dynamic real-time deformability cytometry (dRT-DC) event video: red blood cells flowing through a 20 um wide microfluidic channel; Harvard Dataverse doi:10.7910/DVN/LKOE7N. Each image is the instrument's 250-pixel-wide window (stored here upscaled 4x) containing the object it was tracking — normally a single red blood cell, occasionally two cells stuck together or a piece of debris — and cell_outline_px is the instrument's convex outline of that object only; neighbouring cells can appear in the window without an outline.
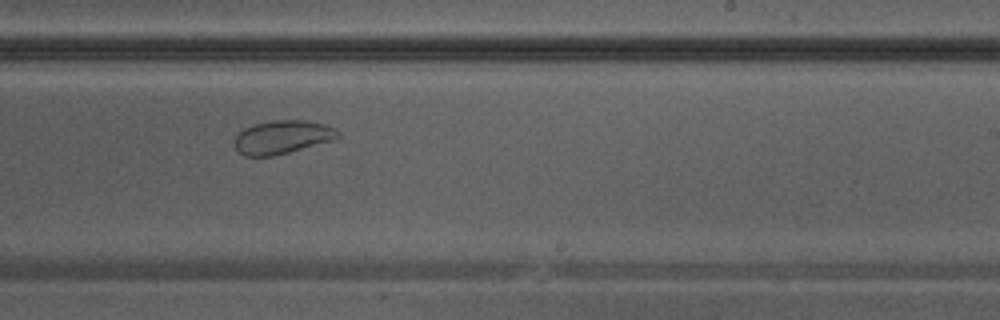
{"species": "Egyptian fruit bat (a non-hibernating species)", "species_latin": "Rousettus aegyptiacus", "temperature_condition": "warm", "stored_images_in_passage": 37, "camera_frame_rate_fps": 3000, "um_per_image_px": 0.085, "animal": {"sex": "male"}, "frame": {"image": 1, "passage_image": 22, "time_ms": 7.0, "image_size_px": [1000, 320], "cell_outline_px": [[340, 136], [336, 140], [272, 156], [244, 156], [236, 148], [236, 136], [244, 128], [252, 124], [272, 120], [304, 120], [324, 124], [336, 128], [340, 132]], "centroid_in_image_um": [24.05, 11.64], "position_along_channel_um": 265.0, "area_um2": 20.17}}